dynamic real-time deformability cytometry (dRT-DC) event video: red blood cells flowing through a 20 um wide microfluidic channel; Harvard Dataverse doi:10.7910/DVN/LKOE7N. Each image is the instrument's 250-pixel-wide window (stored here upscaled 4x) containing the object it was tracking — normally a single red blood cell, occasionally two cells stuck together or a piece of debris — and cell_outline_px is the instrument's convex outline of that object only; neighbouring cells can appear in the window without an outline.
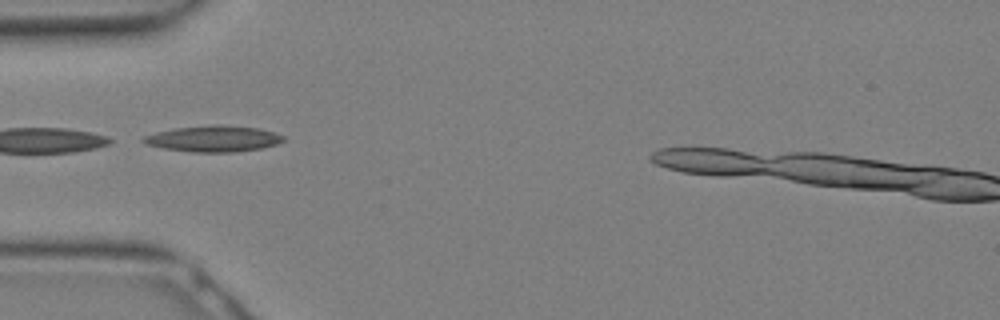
{"species": "Egyptian fruit bat (a non-hibernating species)", "species_latin": "Rousettus aegyptiacus", "temperature_condition": "warm", "stored_images_in_passage": 14, "segment_of_instrument_passage": [2, 2], "camera_frame_rate_fps": 3000, "um_per_image_px": 0.085, "animal": {"sex": "female"}, "frame": {"image": 1, "passage_image": 9, "time_ms": 2.667, "image_size_px": [1000, 320], "cell_outline_px": [[284, 140], [276, 144], [264, 148], [236, 152], [192, 152], [164, 148], [144, 144], [140, 140], [144, 136], [156, 132], [176, 128], [212, 124], [220, 124], [260, 128], [284, 136]], "centroid_in_image_um": [18.14, 11.79], "position_along_channel_um": 66.9, "area_um2": 21.44}}
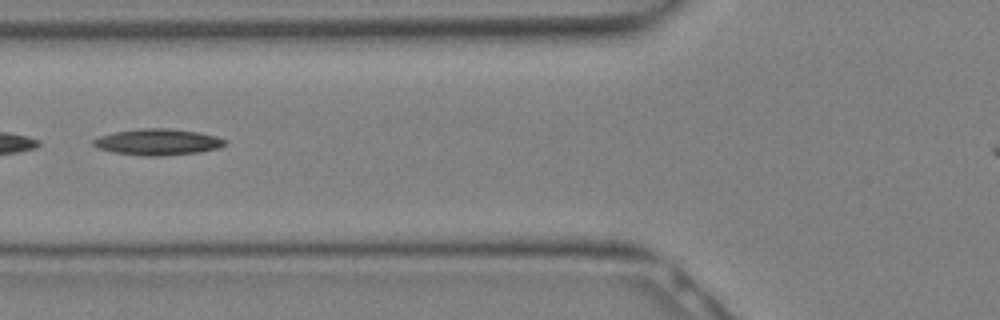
{"frame": {"image": 2, "passage_image": 11, "time_ms": 3.333, "image_size_px": [1000, 320], "cell_outline_px": [[228, 144], [220, 148], [200, 152], [160, 156], [144, 156], [112, 152], [100, 148], [92, 144], [92, 140], [100, 136], [116, 132], [140, 128], [168, 128], [200, 132], [216, 136], [228, 140]], "centroid_in_image_um": [13.48, 12.07], "position_along_channel_um": 112.3, "area_um2": 20.29}}
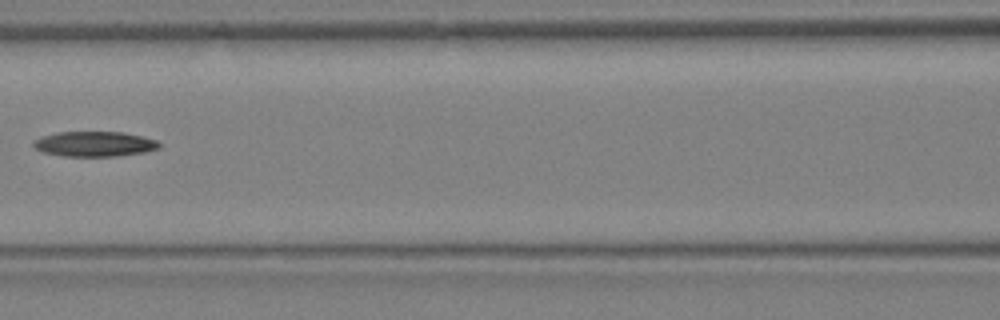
{"frame": {"image": 3, "passage_image": 13, "time_ms": 4.0, "image_size_px": [1000, 320], "cell_outline_px": [[160, 148], [144, 152], [120, 156], [64, 156], [44, 152], [36, 148], [32, 144], [36, 140], [44, 136], [56, 132], [124, 132], [144, 136], [156, 140], [160, 144]], "centroid_in_image_um": [8.09, 12.23], "position_along_channel_um": 158.5, "area_um2": 18.32}}